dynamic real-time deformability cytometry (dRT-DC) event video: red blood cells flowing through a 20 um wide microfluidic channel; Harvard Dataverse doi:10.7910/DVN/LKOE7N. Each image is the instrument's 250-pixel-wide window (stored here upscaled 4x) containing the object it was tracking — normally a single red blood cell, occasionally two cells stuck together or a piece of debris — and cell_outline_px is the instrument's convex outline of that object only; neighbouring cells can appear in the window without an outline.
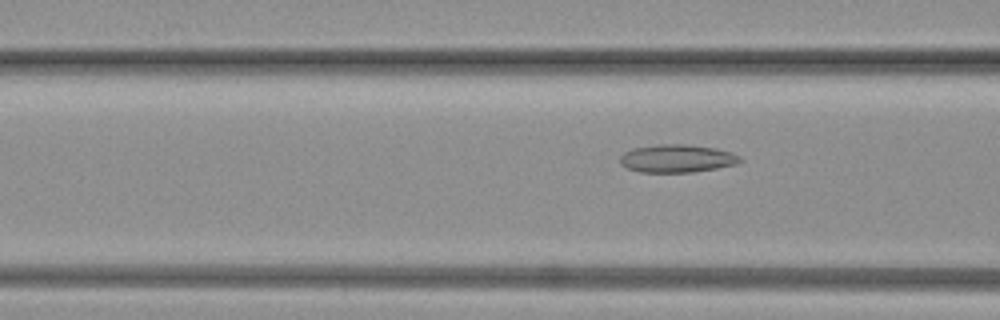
{"species": "common noctule bat (a hibernating species)", "species_latin": "Nyctalus noctula", "temperature_condition": "warm", "stored_images_in_passage": 64, "camera_frame_rate_fps": 3000, "um_per_image_px": 0.085, "animal": {"sex": "female", "body_mass_g": 19.3, "forearm_length_mm": 54.1}, "frame": {"image": 1, "passage_image": 24, "time_ms": 7.667, "image_size_px": [1000, 320], "cell_outline_px": [[744, 160], [736, 164], [716, 168], [692, 172], [640, 172], [628, 168], [620, 164], [620, 156], [624, 152], [632, 148], [656, 144], [684, 144], [716, 148], [732, 152], [740, 156]], "centroid_in_image_um": [57.55, 13.46], "position_along_channel_um": 109.1, "area_um2": 19.65}}
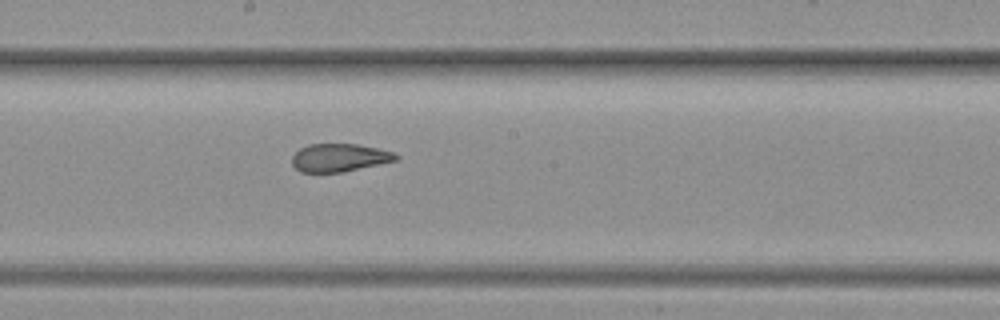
{"frame": {"image": 2, "passage_image": 37, "time_ms": 12.0, "image_size_px": [1000, 320], "cell_outline_px": [[400, 156], [396, 160], [340, 172], [300, 172], [292, 164], [292, 156], [300, 148], [308, 144], [356, 144], [376, 148], [392, 152]], "centroid_in_image_um": [28.8, 13.39], "position_along_channel_um": 219.4, "area_um2": 16.65}}
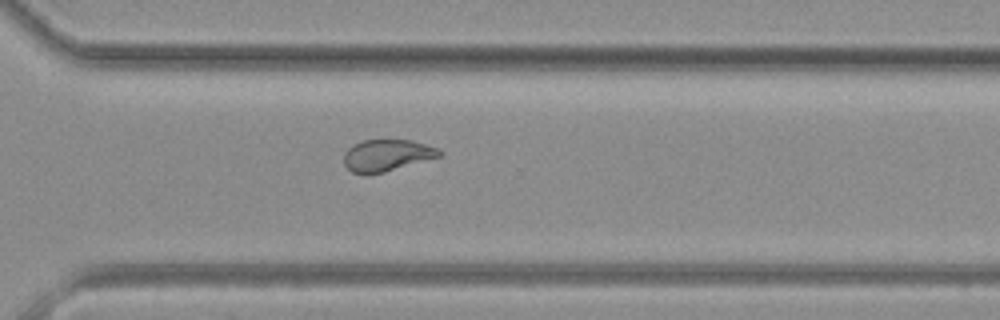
{"frame": {"image": 3, "passage_image": 51, "time_ms": 16.667, "image_size_px": [1000, 320], "cell_outline_px": [[444, 152], [440, 156], [384, 172], [352, 172], [344, 164], [344, 156], [348, 148], [352, 144], [364, 140], [412, 140], [440, 148]], "centroid_in_image_um": [32.93, 13.17], "position_along_channel_um": 337.7, "area_um2": 17.34}}